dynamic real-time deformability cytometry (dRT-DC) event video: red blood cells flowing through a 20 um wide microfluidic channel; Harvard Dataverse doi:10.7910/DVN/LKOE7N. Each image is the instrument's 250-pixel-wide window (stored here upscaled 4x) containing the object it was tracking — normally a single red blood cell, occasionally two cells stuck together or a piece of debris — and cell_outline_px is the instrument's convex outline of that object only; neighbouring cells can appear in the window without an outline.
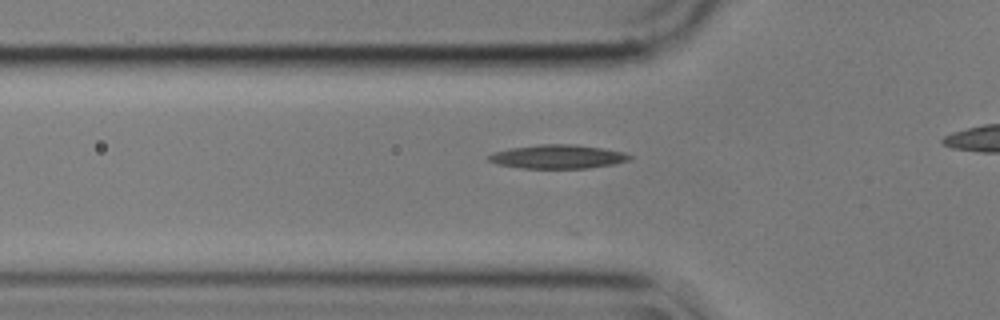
{"species": "common noctule bat (a hibernating species)", "species_latin": "Nyctalus noctula", "temperature_condition": "cold", "stored_images_in_passage": 10, "camera_frame_rate_fps": 3000, "um_per_image_px": 0.085, "animal": {"sex": "male", "body_mass_g": 17.9}, "frame": {"image": 1, "passage_image": 3, "time_ms": 0.667, "image_size_px": [1000, 320], "cell_outline_px": [[632, 156], [628, 160], [612, 164], [588, 168], [520, 168], [496, 164], [488, 160], [488, 156], [496, 152], [508, 148], [540, 144], [572, 144], [604, 148], [624, 152]], "centroid_in_image_um": [47.39, 13.31], "position_along_channel_um": 78.4, "area_um2": 19.48}}
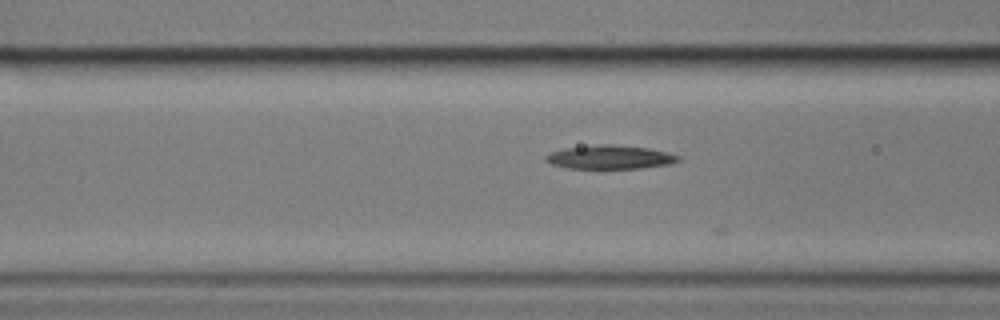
{"frame": {"image": 2, "passage_image": 6, "time_ms": 1.667, "image_size_px": [1000, 320], "cell_outline_px": [[680, 160], [668, 164], [640, 168], [600, 172], [568, 168], [552, 164], [544, 160], [544, 156], [552, 152], [564, 148], [600, 144], [612, 144], [648, 148], [668, 152], [680, 156]], "centroid_in_image_um": [51.8, 13.4], "position_along_channel_um": 114.8, "area_um2": 19.25}}
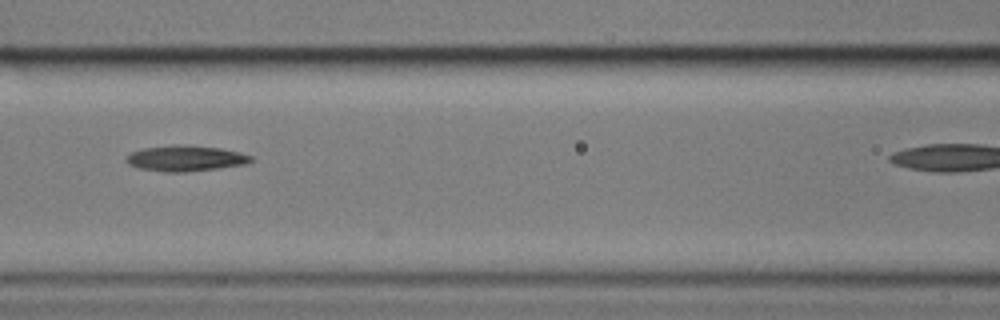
{"frame": {"image": 3, "passage_image": 9, "time_ms": 2.667, "image_size_px": [1000, 320], "cell_outline_px": [[256, 160], [244, 164], [216, 168], [184, 172], [164, 172], [136, 168], [128, 164], [124, 160], [132, 152], [144, 148], [172, 144], [176, 144], [220, 148], [240, 152], [252, 156]], "centroid_in_image_um": [15.75, 13.46], "position_along_channel_um": 150.8, "area_um2": 18.73}}